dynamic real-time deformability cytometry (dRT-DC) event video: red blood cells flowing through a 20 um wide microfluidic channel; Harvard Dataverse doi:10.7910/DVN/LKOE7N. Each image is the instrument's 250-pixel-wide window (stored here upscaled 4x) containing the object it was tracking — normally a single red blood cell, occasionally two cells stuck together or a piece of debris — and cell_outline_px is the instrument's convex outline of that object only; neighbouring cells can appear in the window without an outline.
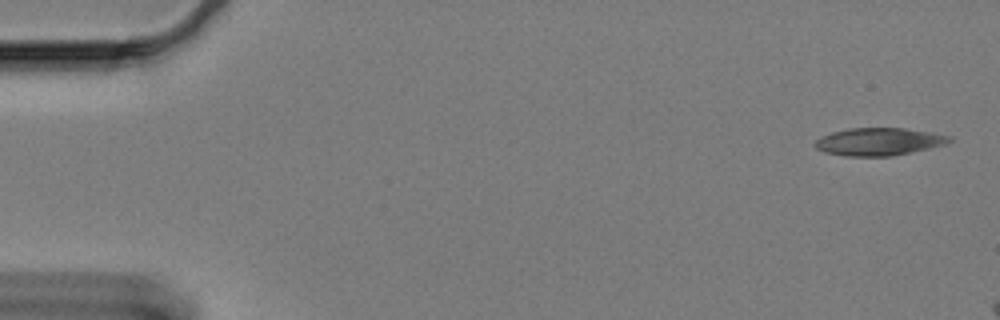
{"species": "Egyptian fruit bat (a non-hibernating species)", "species_latin": "Rousettus aegyptiacus", "temperature_condition": "cold", "stored_images_in_passage": 9, "camera_frame_rate_fps": 3000, "um_per_image_px": 0.085, "animal": {"sex": "female"}, "frame": {"image": 1, "passage_image": 1, "time_ms": 0.0, "image_size_px": [1000, 320], "cell_outline_px": [[952, 140], [948, 144], [892, 156], [844, 156], [824, 152], [816, 148], [812, 144], [816, 140], [832, 132], [848, 128], [904, 128], [952, 136]], "centroid_in_image_um": [74.7, 12.04], "position_along_channel_um": 10.3, "area_um2": 21.62}}